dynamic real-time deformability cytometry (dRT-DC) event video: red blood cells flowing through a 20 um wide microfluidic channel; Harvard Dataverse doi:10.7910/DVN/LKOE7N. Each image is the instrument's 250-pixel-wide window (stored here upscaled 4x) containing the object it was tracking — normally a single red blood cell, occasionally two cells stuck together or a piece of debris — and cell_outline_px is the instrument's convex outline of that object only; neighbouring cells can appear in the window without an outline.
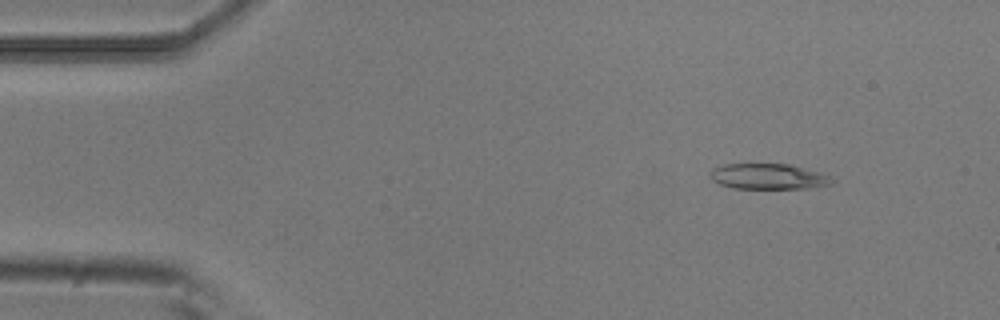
{"species": "common noctule bat (a hibernating species)", "species_latin": "Nyctalus noctula", "temperature_condition": "room temperature", "stored_images_in_passage": 6, "camera_frame_rate_fps": 3000, "um_per_image_px": 0.085, "animal": {"sex": "male", "body_mass_g": 20.5, "forearm_length_mm": 52.5}, "frame": {"image": 1, "passage_image": 2, "time_ms": 0.333, "image_size_px": [1000, 320], "cell_outline_px": [[836, 180], [832, 184], [808, 188], [732, 188], [720, 184], [712, 180], [708, 176], [712, 168], [724, 164], [788, 164], [816, 172], [828, 176]], "centroid_in_image_um": [65.25, 15.0], "position_along_channel_um": 19.8, "area_um2": 17.98}}
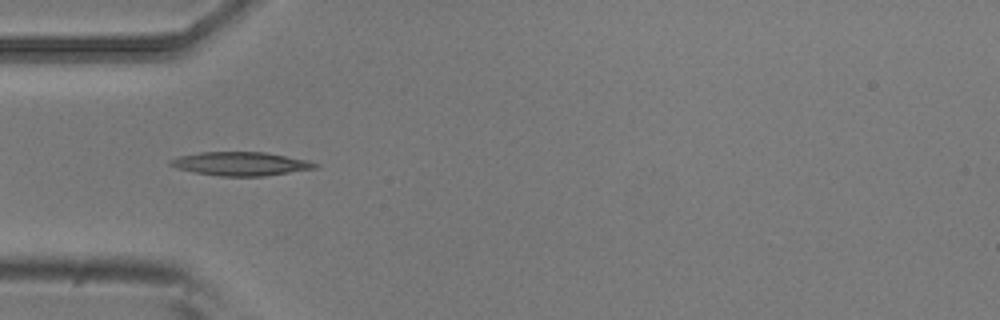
{"frame": {"image": 2, "passage_image": 5, "time_ms": 1.333, "image_size_px": [1000, 320], "cell_outline_px": [[320, 164], [316, 168], [264, 176], [220, 176], [196, 172], [176, 168], [168, 164], [168, 160], [180, 156], [200, 152], [264, 152], [308, 160]], "centroid_in_image_um": [20.45, 13.91], "position_along_channel_um": 64.5, "area_um2": 19.83}}
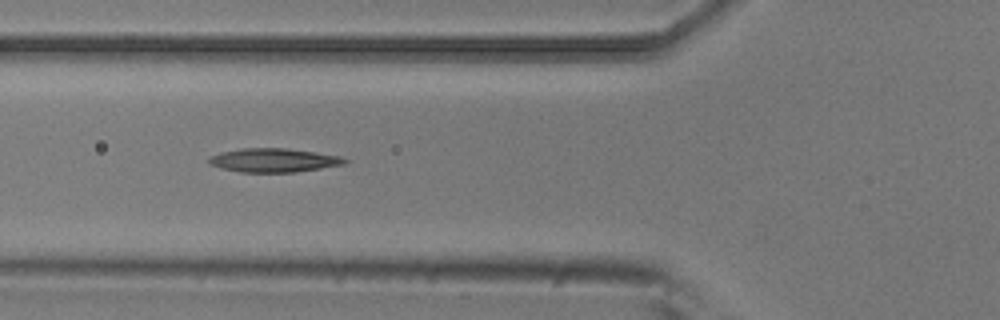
{"frame": {"image": 3, "passage_image": 6, "time_ms": 1.667, "image_size_px": [1000, 320], "cell_outline_px": [[348, 160], [344, 164], [320, 168], [292, 172], [240, 172], [220, 168], [208, 164], [208, 156], [220, 152], [244, 148], [288, 148], [340, 156]], "centroid_in_image_um": [23.19, 13.61], "position_along_channel_um": 102.6, "area_um2": 18.79}}